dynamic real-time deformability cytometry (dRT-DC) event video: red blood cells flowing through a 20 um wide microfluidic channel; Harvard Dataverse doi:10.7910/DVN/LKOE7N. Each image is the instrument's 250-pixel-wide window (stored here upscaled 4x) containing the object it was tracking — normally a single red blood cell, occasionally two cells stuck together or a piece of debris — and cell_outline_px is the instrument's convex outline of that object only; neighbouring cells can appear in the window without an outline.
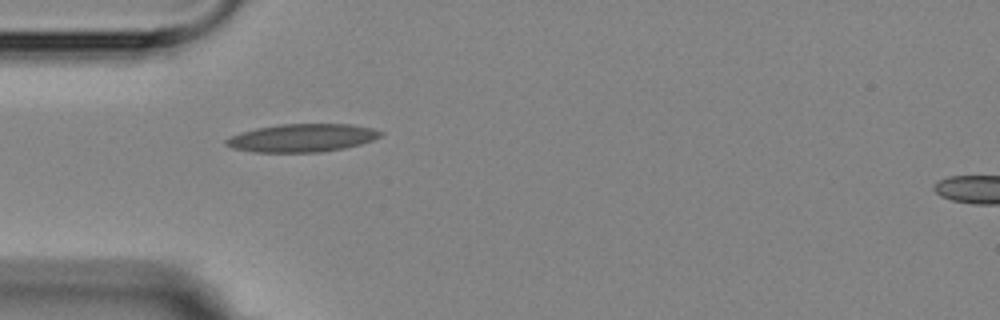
{"species": "Egyptian fruit bat (a non-hibernating species)", "species_latin": "Rousettus aegyptiacus", "temperature_condition": "room temperature", "stored_images_in_passage": 2, "segment_of_instrument_passage": [1, 2], "camera_frame_rate_fps": 3000, "um_per_image_px": 0.085, "animal": {"sex": "female"}, "frame": {"image": 1, "passage_image": 1, "time_ms": 0.0, "image_size_px": [1000, 320], "cell_outline_px": [[384, 132], [380, 136], [372, 140], [360, 144], [320, 152], [256, 152], [232, 148], [224, 144], [224, 140], [240, 132], [256, 128], [280, 124], [352, 124], [372, 128]], "centroid_in_image_um": [25.65, 11.71], "position_along_channel_um": 59.3, "area_um2": 25.09}}